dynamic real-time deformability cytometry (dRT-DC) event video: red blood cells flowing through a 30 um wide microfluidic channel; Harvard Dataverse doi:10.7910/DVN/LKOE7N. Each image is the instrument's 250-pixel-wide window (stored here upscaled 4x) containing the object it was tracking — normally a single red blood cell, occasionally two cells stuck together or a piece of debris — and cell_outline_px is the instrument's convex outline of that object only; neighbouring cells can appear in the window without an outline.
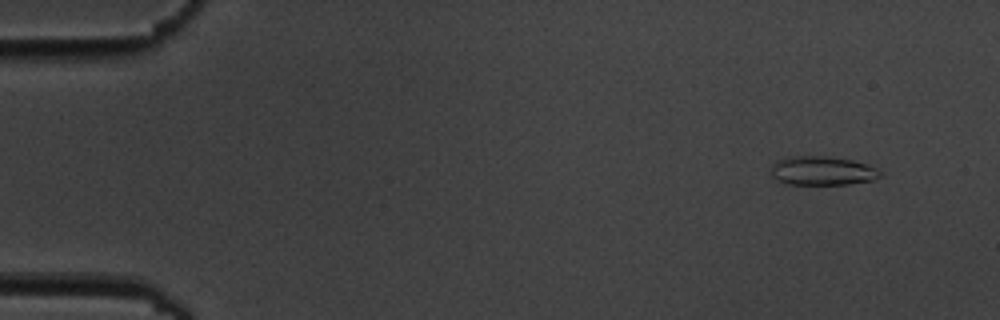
{"species": "common noctule bat (a hibernating species)", "species_latin": "Nyctalus noctula", "temperature_condition": "cold", "stored_images_in_passage": 6, "camera_frame_rate_fps": 3000, "um_per_image_px": 0.085, "animal": {"sex": "male", "body_mass_g": 19.5, "forearm_length_mm": 54.6}, "frame": {"image": 1, "passage_image": 2, "time_ms": 1.333, "image_size_px": [1000, 320], "cell_outline_px": [[884, 176], [876, 180], [848, 184], [784, 184], [776, 180], [772, 176], [772, 164], [776, 160], [784, 156], [828, 156], [852, 160], [868, 164], [884, 172]], "centroid_in_image_um": [69.93, 14.51], "position_along_channel_um": 15.1, "area_um2": 18.9}}